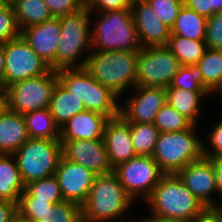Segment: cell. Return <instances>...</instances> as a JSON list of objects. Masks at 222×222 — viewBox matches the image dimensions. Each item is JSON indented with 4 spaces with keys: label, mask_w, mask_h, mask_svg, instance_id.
Segmentation results:
<instances>
[{
    "label": "cell",
    "mask_w": 222,
    "mask_h": 222,
    "mask_svg": "<svg viewBox=\"0 0 222 222\" xmlns=\"http://www.w3.org/2000/svg\"><path fill=\"white\" fill-rule=\"evenodd\" d=\"M145 202L151 216L186 222L205 208L177 174H164Z\"/></svg>",
    "instance_id": "1"
},
{
    "label": "cell",
    "mask_w": 222,
    "mask_h": 222,
    "mask_svg": "<svg viewBox=\"0 0 222 222\" xmlns=\"http://www.w3.org/2000/svg\"><path fill=\"white\" fill-rule=\"evenodd\" d=\"M133 201L113 172L98 175L85 203L81 206L82 221L107 222L117 219L119 222L124 220V212L133 205Z\"/></svg>",
    "instance_id": "2"
},
{
    "label": "cell",
    "mask_w": 222,
    "mask_h": 222,
    "mask_svg": "<svg viewBox=\"0 0 222 222\" xmlns=\"http://www.w3.org/2000/svg\"><path fill=\"white\" fill-rule=\"evenodd\" d=\"M138 51H99L89 52L85 68L92 77L110 88L119 97L136 86Z\"/></svg>",
    "instance_id": "3"
},
{
    "label": "cell",
    "mask_w": 222,
    "mask_h": 222,
    "mask_svg": "<svg viewBox=\"0 0 222 222\" xmlns=\"http://www.w3.org/2000/svg\"><path fill=\"white\" fill-rule=\"evenodd\" d=\"M58 82L80 99L86 110L109 119L120 116L119 96L110 88L96 81L85 68H64L56 71Z\"/></svg>",
    "instance_id": "4"
},
{
    "label": "cell",
    "mask_w": 222,
    "mask_h": 222,
    "mask_svg": "<svg viewBox=\"0 0 222 222\" xmlns=\"http://www.w3.org/2000/svg\"><path fill=\"white\" fill-rule=\"evenodd\" d=\"M92 12L85 5L76 12L60 18V39L56 52V71L64 68L86 66L88 56L79 61L81 54L91 48L90 18Z\"/></svg>",
    "instance_id": "5"
},
{
    "label": "cell",
    "mask_w": 222,
    "mask_h": 222,
    "mask_svg": "<svg viewBox=\"0 0 222 222\" xmlns=\"http://www.w3.org/2000/svg\"><path fill=\"white\" fill-rule=\"evenodd\" d=\"M99 14L91 30V48L99 51H139L142 46L134 24L131 9Z\"/></svg>",
    "instance_id": "6"
},
{
    "label": "cell",
    "mask_w": 222,
    "mask_h": 222,
    "mask_svg": "<svg viewBox=\"0 0 222 222\" xmlns=\"http://www.w3.org/2000/svg\"><path fill=\"white\" fill-rule=\"evenodd\" d=\"M196 126L159 134L152 157L164 174H177L190 162L204 157V142L196 136Z\"/></svg>",
    "instance_id": "7"
},
{
    "label": "cell",
    "mask_w": 222,
    "mask_h": 222,
    "mask_svg": "<svg viewBox=\"0 0 222 222\" xmlns=\"http://www.w3.org/2000/svg\"><path fill=\"white\" fill-rule=\"evenodd\" d=\"M24 184L53 176L62 158L60 139L29 138L14 154Z\"/></svg>",
    "instance_id": "8"
},
{
    "label": "cell",
    "mask_w": 222,
    "mask_h": 222,
    "mask_svg": "<svg viewBox=\"0 0 222 222\" xmlns=\"http://www.w3.org/2000/svg\"><path fill=\"white\" fill-rule=\"evenodd\" d=\"M58 82L55 70L43 75L18 81L7 87L9 110L25 114L49 108L53 90Z\"/></svg>",
    "instance_id": "9"
},
{
    "label": "cell",
    "mask_w": 222,
    "mask_h": 222,
    "mask_svg": "<svg viewBox=\"0 0 222 222\" xmlns=\"http://www.w3.org/2000/svg\"><path fill=\"white\" fill-rule=\"evenodd\" d=\"M181 65L167 46L141 48L136 86L168 88Z\"/></svg>",
    "instance_id": "10"
},
{
    "label": "cell",
    "mask_w": 222,
    "mask_h": 222,
    "mask_svg": "<svg viewBox=\"0 0 222 222\" xmlns=\"http://www.w3.org/2000/svg\"><path fill=\"white\" fill-rule=\"evenodd\" d=\"M5 70L0 82L5 88L12 84L48 73L51 68L20 35L4 43Z\"/></svg>",
    "instance_id": "11"
},
{
    "label": "cell",
    "mask_w": 222,
    "mask_h": 222,
    "mask_svg": "<svg viewBox=\"0 0 222 222\" xmlns=\"http://www.w3.org/2000/svg\"><path fill=\"white\" fill-rule=\"evenodd\" d=\"M113 173L133 200L142 196L144 201L164 175L152 156H137L120 163Z\"/></svg>",
    "instance_id": "12"
},
{
    "label": "cell",
    "mask_w": 222,
    "mask_h": 222,
    "mask_svg": "<svg viewBox=\"0 0 222 222\" xmlns=\"http://www.w3.org/2000/svg\"><path fill=\"white\" fill-rule=\"evenodd\" d=\"M60 141L65 159L84 166L97 176L113 172L103 139Z\"/></svg>",
    "instance_id": "13"
},
{
    "label": "cell",
    "mask_w": 222,
    "mask_h": 222,
    "mask_svg": "<svg viewBox=\"0 0 222 222\" xmlns=\"http://www.w3.org/2000/svg\"><path fill=\"white\" fill-rule=\"evenodd\" d=\"M54 176L57 178L64 201L82 206L97 175L62 156Z\"/></svg>",
    "instance_id": "14"
},
{
    "label": "cell",
    "mask_w": 222,
    "mask_h": 222,
    "mask_svg": "<svg viewBox=\"0 0 222 222\" xmlns=\"http://www.w3.org/2000/svg\"><path fill=\"white\" fill-rule=\"evenodd\" d=\"M133 89L135 95L126 100V107L121 106L120 115L129 123L153 124L166 103V88L135 86Z\"/></svg>",
    "instance_id": "15"
},
{
    "label": "cell",
    "mask_w": 222,
    "mask_h": 222,
    "mask_svg": "<svg viewBox=\"0 0 222 222\" xmlns=\"http://www.w3.org/2000/svg\"><path fill=\"white\" fill-rule=\"evenodd\" d=\"M185 186L205 207H218L212 194L217 193L213 158L203 157L190 162L177 173Z\"/></svg>",
    "instance_id": "16"
},
{
    "label": "cell",
    "mask_w": 222,
    "mask_h": 222,
    "mask_svg": "<svg viewBox=\"0 0 222 222\" xmlns=\"http://www.w3.org/2000/svg\"><path fill=\"white\" fill-rule=\"evenodd\" d=\"M131 12L142 48L167 46L171 29L159 19L146 0H133Z\"/></svg>",
    "instance_id": "17"
},
{
    "label": "cell",
    "mask_w": 222,
    "mask_h": 222,
    "mask_svg": "<svg viewBox=\"0 0 222 222\" xmlns=\"http://www.w3.org/2000/svg\"><path fill=\"white\" fill-rule=\"evenodd\" d=\"M60 18L36 24L23 29L20 35L44 60L52 70L56 71V52L60 39Z\"/></svg>",
    "instance_id": "18"
},
{
    "label": "cell",
    "mask_w": 222,
    "mask_h": 222,
    "mask_svg": "<svg viewBox=\"0 0 222 222\" xmlns=\"http://www.w3.org/2000/svg\"><path fill=\"white\" fill-rule=\"evenodd\" d=\"M103 140L113 168L137 157L131 139L130 123L121 115L107 122Z\"/></svg>",
    "instance_id": "19"
},
{
    "label": "cell",
    "mask_w": 222,
    "mask_h": 222,
    "mask_svg": "<svg viewBox=\"0 0 222 222\" xmlns=\"http://www.w3.org/2000/svg\"><path fill=\"white\" fill-rule=\"evenodd\" d=\"M110 119L102 114L85 110L72 116L60 128V140H99Z\"/></svg>",
    "instance_id": "20"
},
{
    "label": "cell",
    "mask_w": 222,
    "mask_h": 222,
    "mask_svg": "<svg viewBox=\"0 0 222 222\" xmlns=\"http://www.w3.org/2000/svg\"><path fill=\"white\" fill-rule=\"evenodd\" d=\"M28 139L23 114L8 109L0 115V154H14Z\"/></svg>",
    "instance_id": "21"
},
{
    "label": "cell",
    "mask_w": 222,
    "mask_h": 222,
    "mask_svg": "<svg viewBox=\"0 0 222 222\" xmlns=\"http://www.w3.org/2000/svg\"><path fill=\"white\" fill-rule=\"evenodd\" d=\"M25 184L13 154H0V200L18 203Z\"/></svg>",
    "instance_id": "22"
},
{
    "label": "cell",
    "mask_w": 222,
    "mask_h": 222,
    "mask_svg": "<svg viewBox=\"0 0 222 222\" xmlns=\"http://www.w3.org/2000/svg\"><path fill=\"white\" fill-rule=\"evenodd\" d=\"M85 110L83 102L57 82L49 104L56 125L61 128L72 116Z\"/></svg>",
    "instance_id": "23"
},
{
    "label": "cell",
    "mask_w": 222,
    "mask_h": 222,
    "mask_svg": "<svg viewBox=\"0 0 222 222\" xmlns=\"http://www.w3.org/2000/svg\"><path fill=\"white\" fill-rule=\"evenodd\" d=\"M206 96H208L206 92L166 88V102L186 117L193 125H197L200 115V100Z\"/></svg>",
    "instance_id": "24"
},
{
    "label": "cell",
    "mask_w": 222,
    "mask_h": 222,
    "mask_svg": "<svg viewBox=\"0 0 222 222\" xmlns=\"http://www.w3.org/2000/svg\"><path fill=\"white\" fill-rule=\"evenodd\" d=\"M11 5L20 32L54 18L44 0H14Z\"/></svg>",
    "instance_id": "25"
},
{
    "label": "cell",
    "mask_w": 222,
    "mask_h": 222,
    "mask_svg": "<svg viewBox=\"0 0 222 222\" xmlns=\"http://www.w3.org/2000/svg\"><path fill=\"white\" fill-rule=\"evenodd\" d=\"M28 137L31 139H60V128L54 122L49 108L23 114Z\"/></svg>",
    "instance_id": "26"
},
{
    "label": "cell",
    "mask_w": 222,
    "mask_h": 222,
    "mask_svg": "<svg viewBox=\"0 0 222 222\" xmlns=\"http://www.w3.org/2000/svg\"><path fill=\"white\" fill-rule=\"evenodd\" d=\"M206 25L207 18L183 6L171 28V35L192 40H205Z\"/></svg>",
    "instance_id": "27"
},
{
    "label": "cell",
    "mask_w": 222,
    "mask_h": 222,
    "mask_svg": "<svg viewBox=\"0 0 222 222\" xmlns=\"http://www.w3.org/2000/svg\"><path fill=\"white\" fill-rule=\"evenodd\" d=\"M167 47L181 66L197 64L207 49L204 40H192L174 35H170Z\"/></svg>",
    "instance_id": "28"
},
{
    "label": "cell",
    "mask_w": 222,
    "mask_h": 222,
    "mask_svg": "<svg viewBox=\"0 0 222 222\" xmlns=\"http://www.w3.org/2000/svg\"><path fill=\"white\" fill-rule=\"evenodd\" d=\"M131 139L137 156H152L159 130L150 123H130Z\"/></svg>",
    "instance_id": "29"
},
{
    "label": "cell",
    "mask_w": 222,
    "mask_h": 222,
    "mask_svg": "<svg viewBox=\"0 0 222 222\" xmlns=\"http://www.w3.org/2000/svg\"><path fill=\"white\" fill-rule=\"evenodd\" d=\"M197 66L204 85L212 91L222 78V50L206 49Z\"/></svg>",
    "instance_id": "30"
},
{
    "label": "cell",
    "mask_w": 222,
    "mask_h": 222,
    "mask_svg": "<svg viewBox=\"0 0 222 222\" xmlns=\"http://www.w3.org/2000/svg\"><path fill=\"white\" fill-rule=\"evenodd\" d=\"M168 88H181L189 91L206 92L208 95L211 94V91L203 83L197 64L180 66Z\"/></svg>",
    "instance_id": "31"
},
{
    "label": "cell",
    "mask_w": 222,
    "mask_h": 222,
    "mask_svg": "<svg viewBox=\"0 0 222 222\" xmlns=\"http://www.w3.org/2000/svg\"><path fill=\"white\" fill-rule=\"evenodd\" d=\"M153 124L160 133L183 131L189 129L193 125L167 102L156 114Z\"/></svg>",
    "instance_id": "32"
},
{
    "label": "cell",
    "mask_w": 222,
    "mask_h": 222,
    "mask_svg": "<svg viewBox=\"0 0 222 222\" xmlns=\"http://www.w3.org/2000/svg\"><path fill=\"white\" fill-rule=\"evenodd\" d=\"M25 191L35 199L47 200L53 204L64 201L57 178L54 175L25 184Z\"/></svg>",
    "instance_id": "33"
},
{
    "label": "cell",
    "mask_w": 222,
    "mask_h": 222,
    "mask_svg": "<svg viewBox=\"0 0 222 222\" xmlns=\"http://www.w3.org/2000/svg\"><path fill=\"white\" fill-rule=\"evenodd\" d=\"M39 222H83L81 206L67 201L54 204Z\"/></svg>",
    "instance_id": "34"
},
{
    "label": "cell",
    "mask_w": 222,
    "mask_h": 222,
    "mask_svg": "<svg viewBox=\"0 0 222 222\" xmlns=\"http://www.w3.org/2000/svg\"><path fill=\"white\" fill-rule=\"evenodd\" d=\"M53 205L47 200L33 198L24 190L17 203V210L31 222H39Z\"/></svg>",
    "instance_id": "35"
},
{
    "label": "cell",
    "mask_w": 222,
    "mask_h": 222,
    "mask_svg": "<svg viewBox=\"0 0 222 222\" xmlns=\"http://www.w3.org/2000/svg\"><path fill=\"white\" fill-rule=\"evenodd\" d=\"M156 12L159 19L170 29L174 26L183 0H146Z\"/></svg>",
    "instance_id": "36"
},
{
    "label": "cell",
    "mask_w": 222,
    "mask_h": 222,
    "mask_svg": "<svg viewBox=\"0 0 222 222\" xmlns=\"http://www.w3.org/2000/svg\"><path fill=\"white\" fill-rule=\"evenodd\" d=\"M20 36L13 7L7 3L0 8V43H6Z\"/></svg>",
    "instance_id": "37"
},
{
    "label": "cell",
    "mask_w": 222,
    "mask_h": 222,
    "mask_svg": "<svg viewBox=\"0 0 222 222\" xmlns=\"http://www.w3.org/2000/svg\"><path fill=\"white\" fill-rule=\"evenodd\" d=\"M207 49L222 50V12L207 19L205 40Z\"/></svg>",
    "instance_id": "38"
},
{
    "label": "cell",
    "mask_w": 222,
    "mask_h": 222,
    "mask_svg": "<svg viewBox=\"0 0 222 222\" xmlns=\"http://www.w3.org/2000/svg\"><path fill=\"white\" fill-rule=\"evenodd\" d=\"M51 14L59 18L78 11L86 5V0H44Z\"/></svg>",
    "instance_id": "39"
},
{
    "label": "cell",
    "mask_w": 222,
    "mask_h": 222,
    "mask_svg": "<svg viewBox=\"0 0 222 222\" xmlns=\"http://www.w3.org/2000/svg\"><path fill=\"white\" fill-rule=\"evenodd\" d=\"M183 6L207 19L215 13L222 12V0H183Z\"/></svg>",
    "instance_id": "40"
},
{
    "label": "cell",
    "mask_w": 222,
    "mask_h": 222,
    "mask_svg": "<svg viewBox=\"0 0 222 222\" xmlns=\"http://www.w3.org/2000/svg\"><path fill=\"white\" fill-rule=\"evenodd\" d=\"M133 0H86L87 8L95 13L108 12L121 9H131ZM96 10V11H95Z\"/></svg>",
    "instance_id": "41"
},
{
    "label": "cell",
    "mask_w": 222,
    "mask_h": 222,
    "mask_svg": "<svg viewBox=\"0 0 222 222\" xmlns=\"http://www.w3.org/2000/svg\"><path fill=\"white\" fill-rule=\"evenodd\" d=\"M209 135L210 150L203 144L204 157L212 159L222 157V121H219Z\"/></svg>",
    "instance_id": "42"
},
{
    "label": "cell",
    "mask_w": 222,
    "mask_h": 222,
    "mask_svg": "<svg viewBox=\"0 0 222 222\" xmlns=\"http://www.w3.org/2000/svg\"><path fill=\"white\" fill-rule=\"evenodd\" d=\"M189 222H222V205L205 207Z\"/></svg>",
    "instance_id": "43"
},
{
    "label": "cell",
    "mask_w": 222,
    "mask_h": 222,
    "mask_svg": "<svg viewBox=\"0 0 222 222\" xmlns=\"http://www.w3.org/2000/svg\"><path fill=\"white\" fill-rule=\"evenodd\" d=\"M17 210V204L11 201L0 200V222H8Z\"/></svg>",
    "instance_id": "44"
},
{
    "label": "cell",
    "mask_w": 222,
    "mask_h": 222,
    "mask_svg": "<svg viewBox=\"0 0 222 222\" xmlns=\"http://www.w3.org/2000/svg\"><path fill=\"white\" fill-rule=\"evenodd\" d=\"M213 168L216 179L217 192L222 195V157L213 158Z\"/></svg>",
    "instance_id": "45"
},
{
    "label": "cell",
    "mask_w": 222,
    "mask_h": 222,
    "mask_svg": "<svg viewBox=\"0 0 222 222\" xmlns=\"http://www.w3.org/2000/svg\"><path fill=\"white\" fill-rule=\"evenodd\" d=\"M9 109L8 90L0 84V115Z\"/></svg>",
    "instance_id": "46"
},
{
    "label": "cell",
    "mask_w": 222,
    "mask_h": 222,
    "mask_svg": "<svg viewBox=\"0 0 222 222\" xmlns=\"http://www.w3.org/2000/svg\"><path fill=\"white\" fill-rule=\"evenodd\" d=\"M5 70L4 43H0V82L3 80Z\"/></svg>",
    "instance_id": "47"
},
{
    "label": "cell",
    "mask_w": 222,
    "mask_h": 222,
    "mask_svg": "<svg viewBox=\"0 0 222 222\" xmlns=\"http://www.w3.org/2000/svg\"><path fill=\"white\" fill-rule=\"evenodd\" d=\"M8 222H31L26 216H23L18 210L10 217Z\"/></svg>",
    "instance_id": "48"
},
{
    "label": "cell",
    "mask_w": 222,
    "mask_h": 222,
    "mask_svg": "<svg viewBox=\"0 0 222 222\" xmlns=\"http://www.w3.org/2000/svg\"><path fill=\"white\" fill-rule=\"evenodd\" d=\"M146 222H186V221L169 220V219H163V218L151 216V218H146Z\"/></svg>",
    "instance_id": "49"
},
{
    "label": "cell",
    "mask_w": 222,
    "mask_h": 222,
    "mask_svg": "<svg viewBox=\"0 0 222 222\" xmlns=\"http://www.w3.org/2000/svg\"><path fill=\"white\" fill-rule=\"evenodd\" d=\"M217 93V92H220V94H222V78L221 80L219 81V83L214 87V89L211 91V94L212 93Z\"/></svg>",
    "instance_id": "50"
},
{
    "label": "cell",
    "mask_w": 222,
    "mask_h": 222,
    "mask_svg": "<svg viewBox=\"0 0 222 222\" xmlns=\"http://www.w3.org/2000/svg\"><path fill=\"white\" fill-rule=\"evenodd\" d=\"M7 4L5 0H0V8L4 7Z\"/></svg>",
    "instance_id": "51"
},
{
    "label": "cell",
    "mask_w": 222,
    "mask_h": 222,
    "mask_svg": "<svg viewBox=\"0 0 222 222\" xmlns=\"http://www.w3.org/2000/svg\"><path fill=\"white\" fill-rule=\"evenodd\" d=\"M119 222H130V221H128V220H120ZM138 222V221H137ZM139 222H146V218L145 219H143L142 218V220H139Z\"/></svg>",
    "instance_id": "52"
},
{
    "label": "cell",
    "mask_w": 222,
    "mask_h": 222,
    "mask_svg": "<svg viewBox=\"0 0 222 222\" xmlns=\"http://www.w3.org/2000/svg\"><path fill=\"white\" fill-rule=\"evenodd\" d=\"M7 3H11L12 1H14V0H5Z\"/></svg>",
    "instance_id": "53"
}]
</instances>
